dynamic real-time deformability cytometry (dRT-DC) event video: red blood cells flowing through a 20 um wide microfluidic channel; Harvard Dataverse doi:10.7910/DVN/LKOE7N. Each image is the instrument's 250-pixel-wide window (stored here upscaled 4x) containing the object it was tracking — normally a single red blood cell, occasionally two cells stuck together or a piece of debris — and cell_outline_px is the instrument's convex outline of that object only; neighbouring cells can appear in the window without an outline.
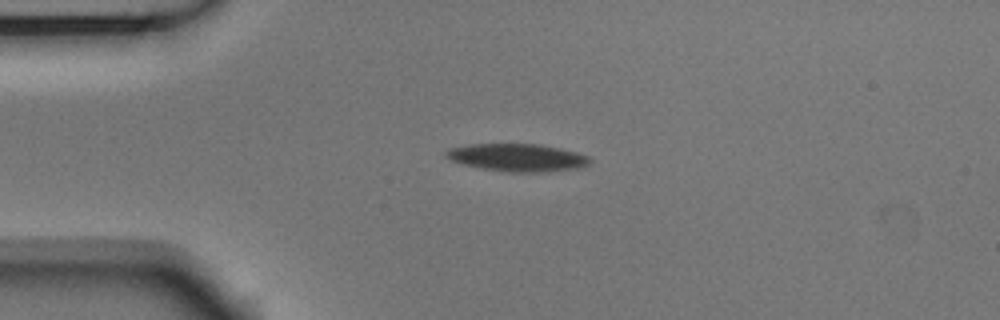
{"species": "Egyptian fruit bat (a non-hibernating species)", "species_latin": "Rousettus aegyptiacus", "temperature_condition": "room temperature", "stored_images_in_passage": 42, "camera_frame_rate_fps": 3000, "um_per_image_px": 0.085, "animal": {"sex": "male"}, "frame": {"image": 1, "passage_image": 1, "time_ms": 0.0, "image_size_px": [1000, 320], "cell_outline_px": [[592, 160], [588, 164], [580, 168], [536, 172], [508, 172], [484, 168], [464, 164], [452, 160], [444, 156], [444, 152], [448, 148], [468, 144], [540, 144], [560, 148], [576, 152], [588, 156]], "centroid_in_image_um": [43.97, 13.38], "position_along_channel_um": 41.0, "area_um2": 23.06}}
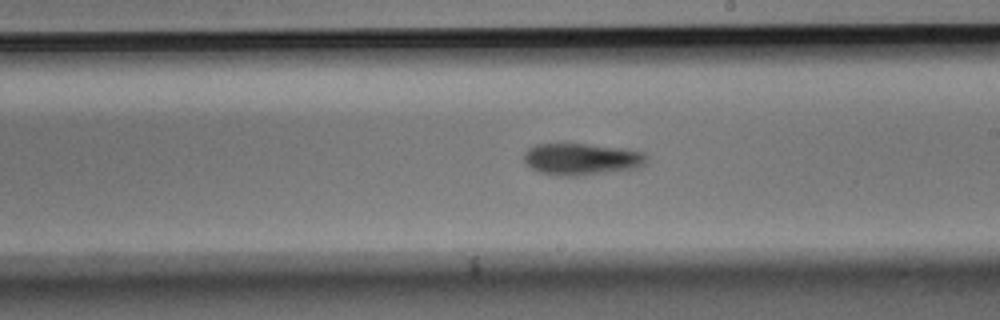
{"frame": {"image": 2, "passage_image": 19, "time_ms": 6.0, "image_size_px": [1000, 320], "cell_outline_px": [[648, 160], [640, 168], [576, 176], [564, 176], [540, 172], [532, 168], [524, 160], [524, 152], [528, 148], [536, 144], [588, 144], [624, 148], [644, 152], [648, 156]], "centroid_in_image_um": [49.49, 13.52], "position_along_channel_um": 239.5, "area_um2": 22.77}}
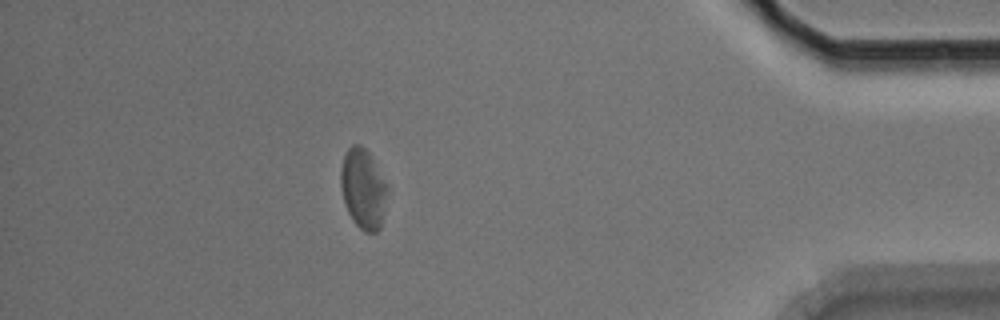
{"frame": {"image": 3, "passage_image": 36, "time_ms": 11.667, "image_size_px": [1000, 320], "cell_outline_px": [[388, 188], [380, 228], [376, 232], [364, 232], [352, 220], [348, 212], [340, 188], [340, 168], [344, 156], [348, 148], [352, 144], [360, 144], [368, 152]], "centroid_in_image_um": [30.84, 16.05], "position_along_channel_um": 404.4, "area_um2": 21.44}}